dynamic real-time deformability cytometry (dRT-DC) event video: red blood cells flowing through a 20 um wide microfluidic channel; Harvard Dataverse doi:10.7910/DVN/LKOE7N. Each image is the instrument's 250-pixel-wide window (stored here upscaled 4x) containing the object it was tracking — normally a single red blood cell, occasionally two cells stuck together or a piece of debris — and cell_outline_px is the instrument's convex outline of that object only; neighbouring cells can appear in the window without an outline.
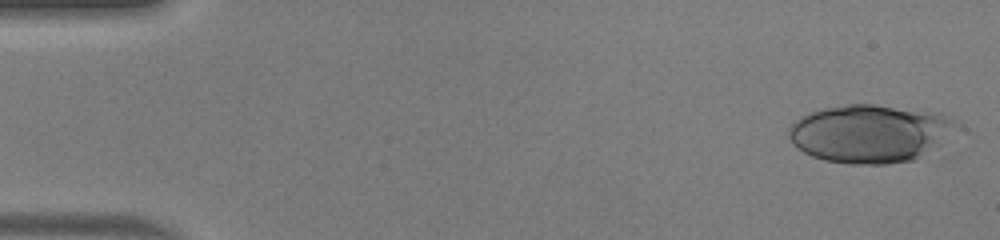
{"species": "human", "species_latin": "Homo sapiens", "temperature_condition": "warm", "stored_images_in_passage": 29, "camera_frame_rate_fps": 3000, "um_per_image_px": 0.085, "donor": {"sex": "male"}, "frame": {"image": 1, "passage_image": 1, "time_ms": 0.0, "image_size_px": [1000, 240], "cell_outline_px": [[960, 124], [916, 160], [888, 164], [848, 164], [824, 160], [812, 156], [796, 148], [792, 144], [788, 136], [788, 128], [796, 120], [808, 112], [824, 108], [848, 104], [872, 104], [944, 116]], "centroid_in_image_um": [73.79, 11.38], "position_along_channel_um": 11.2, "area_um2": 55.49}}
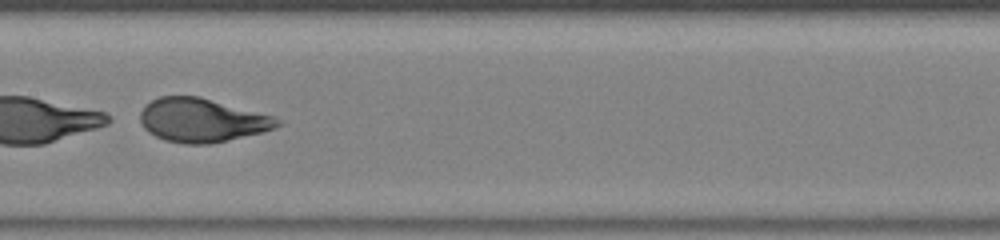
{"frame": {"image": 2, "passage_image": 25, "time_ms": 8.0, "image_size_px": [1000, 240], "cell_outline_px": [[284, 124], [276, 128], [264, 132], [228, 140], [208, 144], [184, 144], [164, 140], [148, 132], [144, 128], [140, 120], [140, 112], [152, 100], [160, 96], [200, 96], [276, 116]], "centroid_in_image_um": [17.22, 10.22], "position_along_channel_um": 190.2, "area_um2": 35.26}}